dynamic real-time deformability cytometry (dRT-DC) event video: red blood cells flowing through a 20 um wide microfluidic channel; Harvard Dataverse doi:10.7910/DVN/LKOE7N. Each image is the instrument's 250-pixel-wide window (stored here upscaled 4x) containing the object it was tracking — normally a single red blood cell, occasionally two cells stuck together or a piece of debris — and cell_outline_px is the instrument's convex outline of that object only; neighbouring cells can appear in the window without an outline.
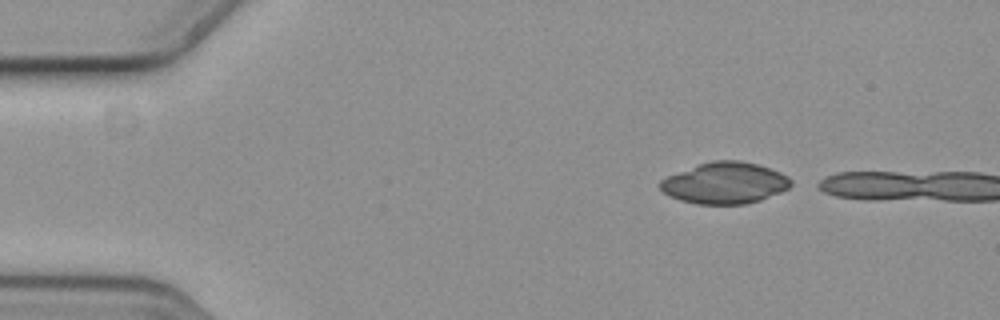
{"species": "common noctule bat (a hibernating species)", "species_latin": "Nyctalus noctula", "temperature_condition": "cold", "stored_images_in_passage": 7, "camera_frame_rate_fps": 3000, "um_per_image_px": 0.085, "animal": {"sex": "female", "body_mass_g": 19.3, "forearm_length_mm": 54.1}, "frame": {"image": 1, "passage_image": 1, "time_ms": 0.0, "image_size_px": [1000, 320], "cell_outline_px": [[792, 184], [788, 188], [780, 192], [760, 200], [744, 204], [696, 204], [680, 200], [664, 192], [660, 188], [660, 180], [668, 176], [700, 164], [712, 160], [740, 160], [756, 164], [780, 172], [788, 176], [792, 180]], "centroid_in_image_um": [61.64, 15.56], "position_along_channel_um": 23.4, "area_um2": 31.21}}
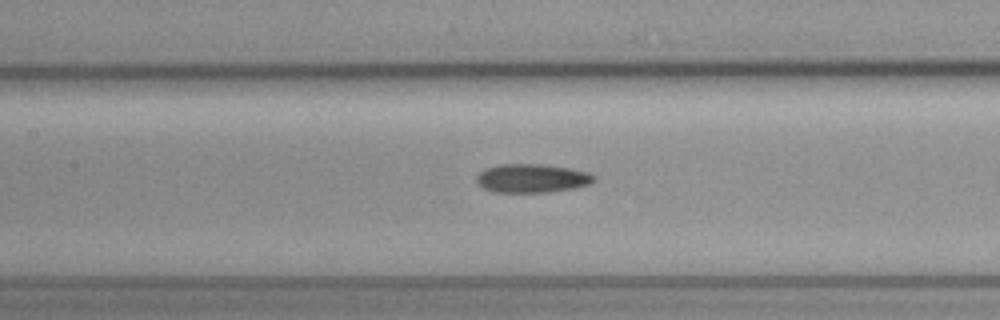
{"frame": {"image": 2, "passage_image": 7, "time_ms": 2.0, "image_size_px": [1000, 320], "cell_outline_px": [[596, 180], [588, 184], [576, 188], [548, 192], [492, 192], [484, 188], [476, 180], [476, 176], [484, 168], [500, 164], [544, 164], [568, 168], [588, 172], [596, 176]], "centroid_in_image_um": [45.22, 15.15], "position_along_channel_um": 162.2, "area_um2": 19.71}}